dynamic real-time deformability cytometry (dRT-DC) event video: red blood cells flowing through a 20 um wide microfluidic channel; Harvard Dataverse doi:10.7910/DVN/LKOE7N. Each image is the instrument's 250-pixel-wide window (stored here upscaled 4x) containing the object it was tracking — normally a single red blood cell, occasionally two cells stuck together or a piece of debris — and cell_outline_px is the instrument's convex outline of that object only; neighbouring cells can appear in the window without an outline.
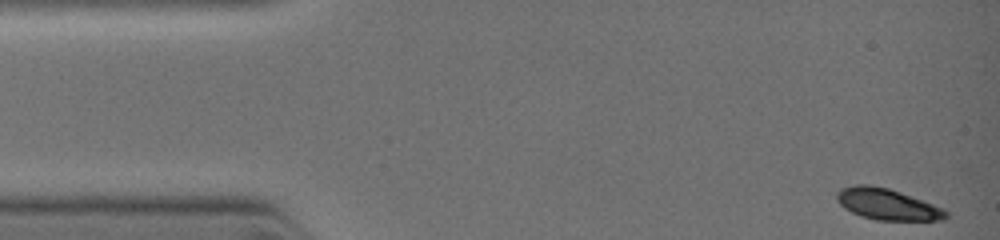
{"species": "common noctule bat (a hibernating species)", "species_latin": "Nyctalus noctula", "temperature_condition": "warm", "stored_images_in_passage": 6, "camera_frame_rate_fps": 3000, "um_per_image_px": 0.085, "animal": {"sex": "female", "body_mass_g": 19.0, "forearm_length_mm": 51.5}, "frame": {"image": 1, "passage_image": 1, "time_ms": 0.0, "image_size_px": [1000, 240], "cell_outline_px": [[948, 216], [944, 220], [876, 220], [860, 216], [844, 208], [836, 200], [836, 192], [840, 188], [856, 184], [868, 184], [888, 188], [900, 192], [944, 208], [948, 212]], "centroid_in_image_um": [75.39, 17.36], "position_along_channel_um": 9.6, "area_um2": 19.94}}